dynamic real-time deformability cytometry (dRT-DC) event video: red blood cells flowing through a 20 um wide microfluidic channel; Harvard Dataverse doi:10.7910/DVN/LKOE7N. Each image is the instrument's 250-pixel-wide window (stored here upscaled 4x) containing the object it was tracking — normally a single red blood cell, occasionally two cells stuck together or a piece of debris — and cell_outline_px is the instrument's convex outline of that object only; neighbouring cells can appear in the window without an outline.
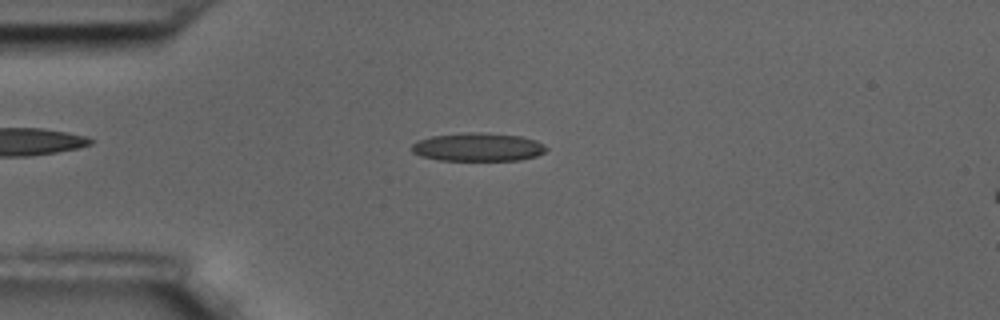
{"species": "common noctule bat (a hibernating species)", "species_latin": "Nyctalus noctula", "temperature_condition": "room temperature", "stored_images_in_passage": 57, "camera_frame_rate_fps": 3000, "um_per_image_px": 0.085, "animal": {"sex": "male", "body_mass_g": 17.5, "forearm_length_mm": 52.3}, "frame": {"image": 1, "passage_image": 14, "time_ms": 4.333, "image_size_px": [1000, 320], "cell_outline_px": [[548, 148], [544, 152], [536, 156], [520, 160], [440, 160], [420, 156], [412, 152], [412, 144], [416, 140], [432, 136], [460, 132], [484, 132], [520, 136], [536, 140], [544, 144]], "centroid_in_image_um": [40.61, 12.49], "position_along_channel_um": 44.4, "area_um2": 22.43}}
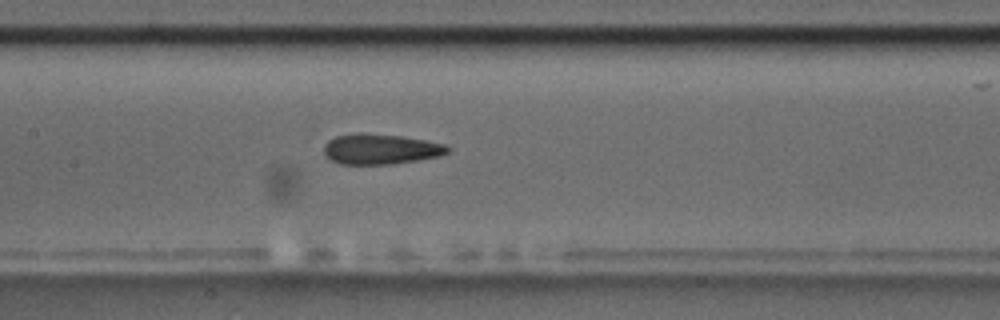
{"frame": {"image": 2, "passage_image": 27, "time_ms": 8.667, "image_size_px": [1000, 320], "cell_outline_px": [[452, 148], [448, 152], [440, 156], [420, 160], [396, 164], [340, 164], [324, 156], [324, 144], [328, 140], [336, 136], [356, 132], [360, 132], [400, 136], [424, 140], [444, 144]], "centroid_in_image_um": [32.34, 12.67], "position_along_channel_um": 175.1, "area_um2": 22.14}}
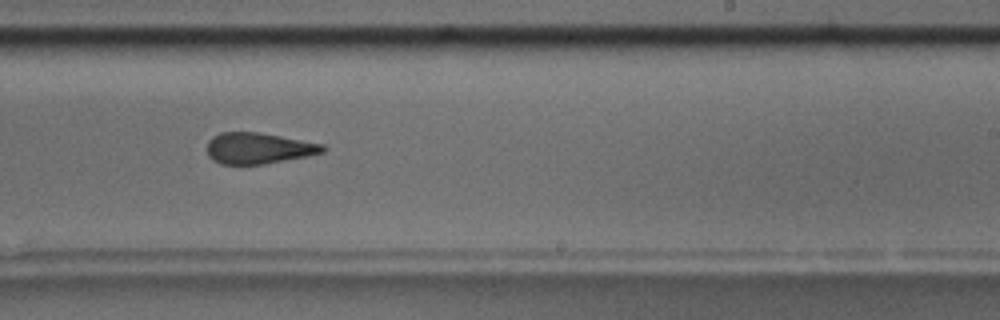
{"frame": {"image": 3, "passage_image": 35, "time_ms": 11.333, "image_size_px": [1000, 320], "cell_outline_px": [[328, 148], [324, 152], [308, 156], [264, 164], [220, 164], [212, 160], [208, 156], [208, 140], [212, 136], [220, 132], [260, 132], [324, 144]], "centroid_in_image_um": [21.98, 12.59], "position_along_channel_um": 267.0, "area_um2": 21.15}, "authors_computed_cell_mechanics": {"area_um2": 21.6172, "velocity_mm_per_s": 3.4626, "shape_relaxation_time_tau1_ms": 7.6606, "shape_relaxation_time_tau2_ms": 1.7671, "deformation_change_tau1": 0.1963, "deformation_change_tau2": 0.1149}}